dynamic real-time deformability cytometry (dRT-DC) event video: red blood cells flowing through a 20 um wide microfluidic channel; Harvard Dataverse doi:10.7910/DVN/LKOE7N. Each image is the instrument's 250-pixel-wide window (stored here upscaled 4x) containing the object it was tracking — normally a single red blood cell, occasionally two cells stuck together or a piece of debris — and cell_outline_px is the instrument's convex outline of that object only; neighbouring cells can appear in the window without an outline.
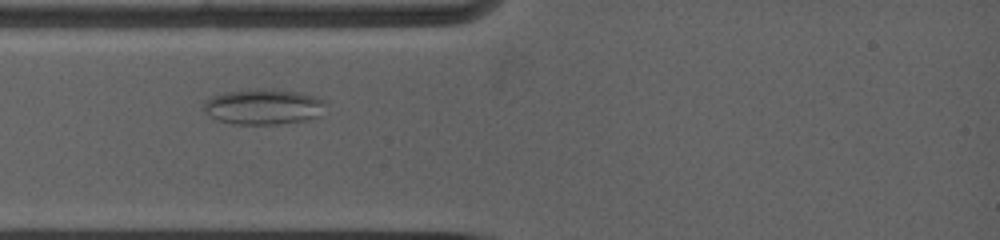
{"species": "common noctule bat (a hibernating species)", "species_latin": "Nyctalus noctula", "temperature_condition": "warm", "stored_images_in_passage": 4, "camera_frame_rate_fps": 5000, "um_per_image_px": 0.085, "animal": {"sex": "female", "body_mass_g": 19.0, "forearm_length_mm": 53.3}, "frame": {"image": 1, "passage_image": 1, "time_ms": 0.0, "image_size_px": [1000, 240], "cell_outline_px": [[320, 104], [312, 116], [304, 120], [276, 124], [236, 124], [220, 120], [212, 116], [204, 108], [204, 104], [212, 96], [228, 92], [256, 88], [272, 88], [300, 92], [316, 96], [320, 100]], "centroid_in_image_um": [22.29, 9.04], "position_along_channel_um": 62.7, "area_um2": 24.16}}